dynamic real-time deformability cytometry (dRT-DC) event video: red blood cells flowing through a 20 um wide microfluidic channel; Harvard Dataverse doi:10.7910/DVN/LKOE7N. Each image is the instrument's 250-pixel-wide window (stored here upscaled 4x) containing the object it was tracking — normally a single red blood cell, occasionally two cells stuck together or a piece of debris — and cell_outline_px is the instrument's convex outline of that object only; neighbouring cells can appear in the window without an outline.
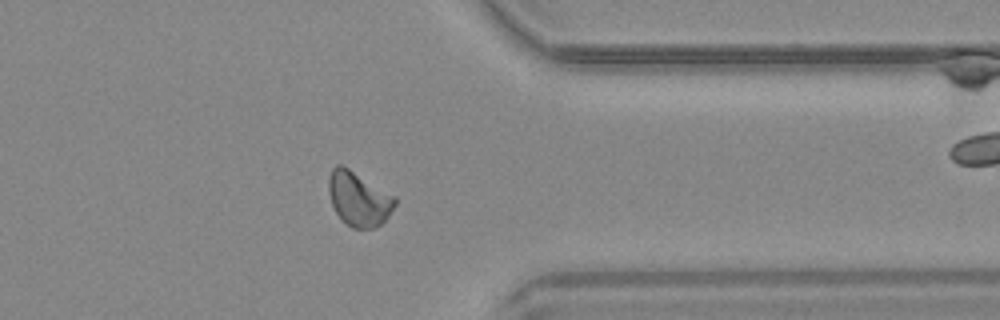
{"species": "common noctule bat (a hibernating species)", "species_latin": "Nyctalus noctula", "temperature_condition": "warm", "stored_images_in_passage": 29, "camera_frame_rate_fps": 3000, "um_per_image_px": 0.085, "animal": {"sex": "male", "body_mass_g": 20.4}, "frame": {"image": 1, "passage_image": 21, "time_ms": 6.667, "image_size_px": [1000, 320], "cell_outline_px": [[396, 204], [388, 216], [380, 224], [372, 228], [352, 228], [336, 212], [332, 204], [328, 192], [328, 180], [332, 168], [336, 164], [340, 164], [348, 168], [396, 196]], "centroid_in_image_um": [30.49, 16.88], "position_along_channel_um": 380.9, "area_um2": 20.75}}